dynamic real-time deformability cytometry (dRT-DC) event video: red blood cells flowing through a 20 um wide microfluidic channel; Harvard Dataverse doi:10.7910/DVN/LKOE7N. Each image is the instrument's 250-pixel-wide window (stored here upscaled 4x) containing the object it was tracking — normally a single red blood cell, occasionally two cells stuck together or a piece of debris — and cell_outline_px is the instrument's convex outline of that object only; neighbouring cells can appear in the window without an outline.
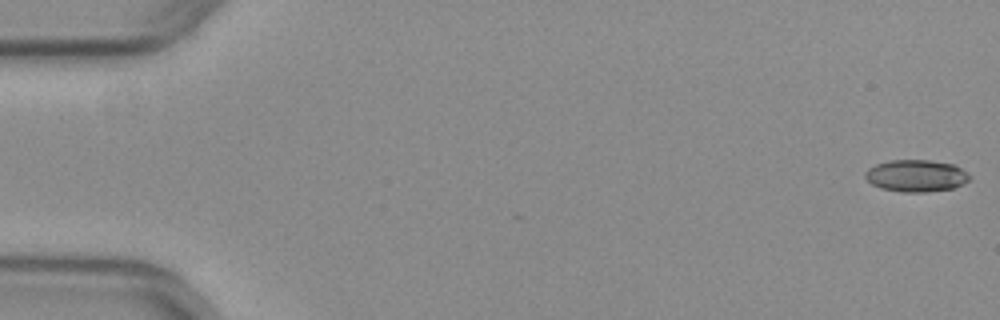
{"species": "common noctule bat (a hibernating species)", "species_latin": "Nyctalus noctula", "temperature_condition": "warm", "stored_images_in_passage": 53, "camera_frame_rate_fps": 3000, "um_per_image_px": 0.085, "animal": {"sex": "female", "body_mass_g": 29.2, "forearm_length_mm": 56.3}, "frame": {"image": 1, "passage_image": 1, "time_ms": 0.0, "image_size_px": [1000, 320], "cell_outline_px": [[972, 176], [964, 184], [952, 188], [924, 192], [900, 192], [880, 188], [872, 184], [864, 176], [864, 172], [868, 168], [876, 164], [888, 160], [928, 160], [956, 164]], "centroid_in_image_um": [77.87, 14.93], "position_along_channel_um": 7.1, "area_um2": 19.65}}
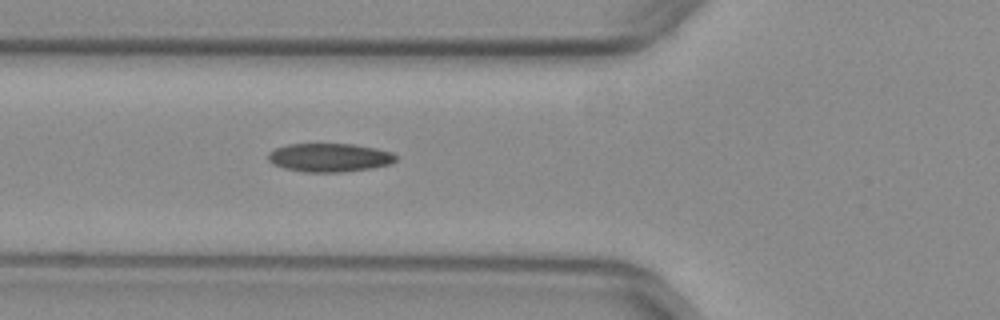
{"frame": {"image": 2, "passage_image": 20, "time_ms": 6.333, "image_size_px": [1000, 320], "cell_outline_px": [[396, 160], [392, 164], [372, 168], [344, 172], [304, 172], [284, 168], [272, 164], [268, 160], [268, 152], [276, 148], [288, 144], [352, 144], [376, 148], [392, 152], [396, 156]], "centroid_in_image_um": [28.01, 13.4], "position_along_channel_um": 97.8, "area_um2": 21.39}}
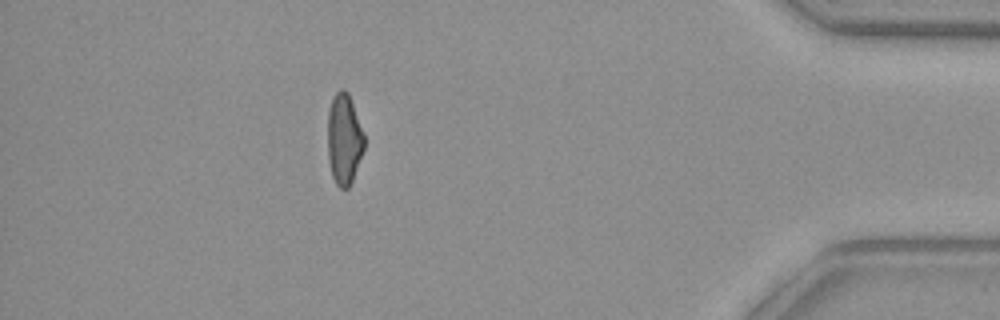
{"frame": {"image": 3, "passage_image": 47, "time_ms": 15.333, "image_size_px": [1000, 320], "cell_outline_px": [[364, 148], [352, 180], [348, 188], [340, 188], [336, 184], [332, 176], [328, 160], [328, 108], [332, 96], [340, 88], [344, 88], [348, 92], [364, 136]], "centroid_in_image_um": [29.22, 11.8], "position_along_channel_um": 406.0, "area_um2": 19.25}, "authors_computed_cell_mechanics": {"area_um2": 20.4034, "velocity_mm_per_s": 3.9779, "shape_relaxation_time_tau1_ms": null, "shape_relaxation_time_tau2_ms": 2.5827, "deformation_change_tau1": null, "deformation_change_tau2": 0.0975}}